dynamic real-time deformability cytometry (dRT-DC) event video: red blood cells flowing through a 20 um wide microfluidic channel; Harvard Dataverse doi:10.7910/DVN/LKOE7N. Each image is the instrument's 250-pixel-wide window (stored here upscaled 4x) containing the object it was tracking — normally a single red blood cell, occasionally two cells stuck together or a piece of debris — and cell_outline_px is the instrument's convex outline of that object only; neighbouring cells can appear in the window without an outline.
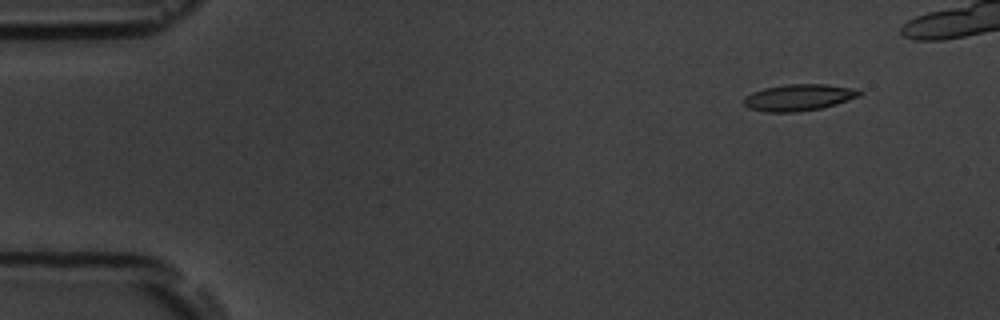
{"species": "common noctule bat (a hibernating species)", "species_latin": "Nyctalus noctula", "temperature_condition": "room temperature", "stored_images_in_passage": 12, "camera_frame_rate_fps": 3000, "um_per_image_px": 0.085, "animal": {"sex": "male", "body_mass_g": 19.5, "forearm_length_mm": 54.6}, "frame": {"image": 1, "passage_image": 1, "time_ms": 0.0, "image_size_px": [1000, 320], "cell_outline_px": [[864, 92], [860, 96], [836, 104], [820, 108], [796, 112], [764, 112], [748, 108], [744, 104], [744, 96], [752, 92], [764, 88], [788, 84], [824, 84], [852, 88]], "centroid_in_image_um": [67.87, 8.28], "position_along_channel_um": 17.1, "area_um2": 17.86}}
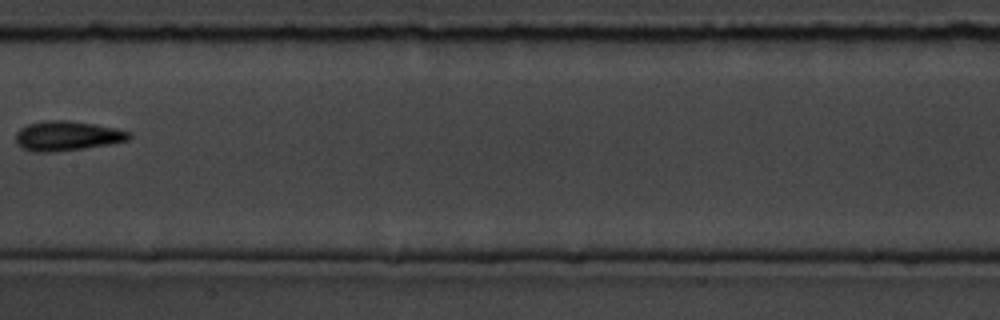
{"frame": {"image": 2, "passage_image": 7, "time_ms": 8.0, "image_size_px": [1000, 320], "cell_outline_px": [[132, 136], [128, 140], [112, 144], [84, 148], [52, 152], [32, 152], [16, 144], [16, 132], [20, 128], [28, 124], [48, 120], [68, 120], [116, 128], [132, 132]], "centroid_in_image_um": [5.72, 11.55], "position_along_channel_um": 201.7, "area_um2": 19.65}}
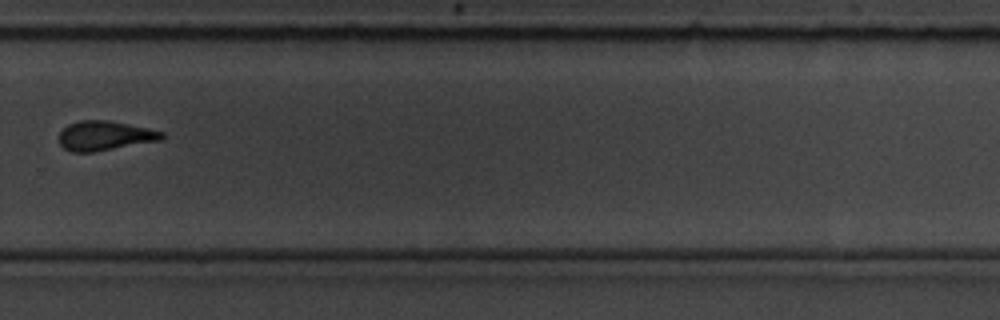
{"frame": {"image": 3, "passage_image": 10, "time_ms": 11.333, "image_size_px": [1000, 320], "cell_outline_px": [[164, 136], [160, 140], [92, 152], [72, 152], [64, 148], [60, 144], [60, 132], [68, 124], [80, 120], [108, 120], [148, 128], [164, 132]], "centroid_in_image_um": [8.89, 11.53], "position_along_channel_um": 320.9, "area_um2": 17.46}}